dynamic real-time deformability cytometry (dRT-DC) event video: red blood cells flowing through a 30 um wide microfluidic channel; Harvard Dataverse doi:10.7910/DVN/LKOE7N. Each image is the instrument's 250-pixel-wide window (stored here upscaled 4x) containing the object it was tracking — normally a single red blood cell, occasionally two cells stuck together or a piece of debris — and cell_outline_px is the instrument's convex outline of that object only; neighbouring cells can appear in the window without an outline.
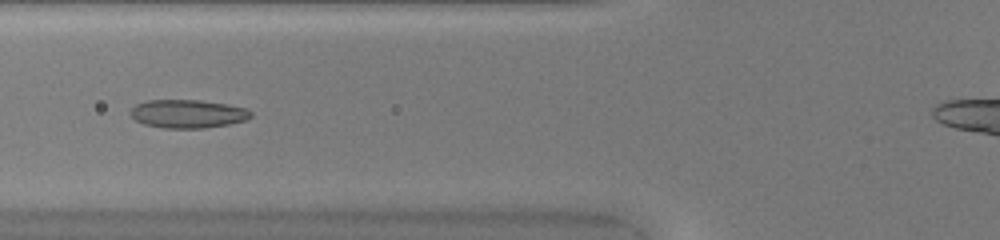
{"species": "common noctule bat (a hibernating species)", "species_latin": "Nyctalus noctula", "temperature_condition": "warm", "stored_images_in_passage": 47, "camera_frame_rate_fps": 3000, "um_per_image_px": 0.085, "animal": {"sex": "female", "body_mass_g": 20.0, "forearm_length_mm": 54.0}, "frame": {"image": 1, "passage_image": 21, "time_ms": 6.667, "image_size_px": [1000, 240], "cell_outline_px": [[252, 116], [248, 120], [228, 124], [204, 128], [164, 128], [144, 124], [136, 120], [128, 112], [136, 104], [144, 100], [200, 100], [228, 104], [248, 108], [252, 112]], "centroid_in_image_um": [15.98, 9.66], "position_along_channel_um": 109.8, "area_um2": 20.11}}
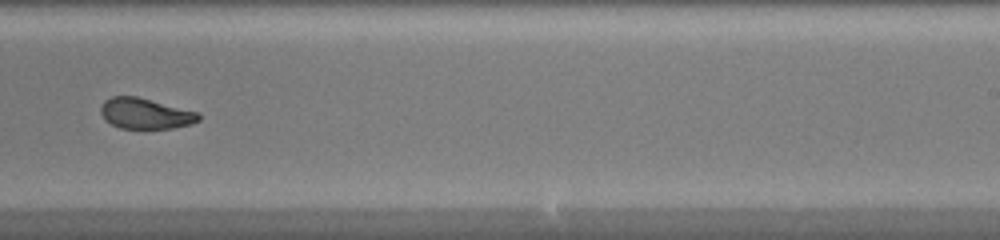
{"frame": {"image": 2, "passage_image": 33, "time_ms": 10.667, "image_size_px": [1000, 240], "cell_outline_px": [[200, 120], [192, 124], [172, 128], [120, 128], [104, 120], [100, 112], [100, 108], [104, 100], [112, 96], [136, 96], [196, 112], [200, 116]], "centroid_in_image_um": [12.31, 9.65], "position_along_channel_um": 276.7, "area_um2": 17.34}}
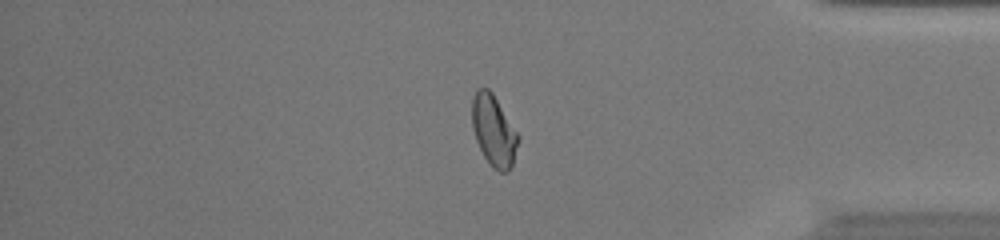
{"frame": {"image": 3, "passage_image": 43, "time_ms": 14.0, "image_size_px": [1000, 240], "cell_outline_px": [[520, 140], [512, 164], [508, 172], [500, 172], [492, 168], [484, 156], [476, 140], [472, 128], [472, 96], [476, 88], [488, 88], [492, 92], [520, 136]], "centroid_in_image_um": [41.97, 11.1], "position_along_channel_um": 393.2, "area_um2": 19.25}, "authors_computed_cell_mechanics": {"area_um2": 19.4786, "velocity_mm_per_s": 4.1752, "shape_relaxation_time_tau1_ms": null, "shape_relaxation_time_tau2_ms": 1.4113, "deformation_change_tau1": null, "deformation_change_tau2": 0.0577}}